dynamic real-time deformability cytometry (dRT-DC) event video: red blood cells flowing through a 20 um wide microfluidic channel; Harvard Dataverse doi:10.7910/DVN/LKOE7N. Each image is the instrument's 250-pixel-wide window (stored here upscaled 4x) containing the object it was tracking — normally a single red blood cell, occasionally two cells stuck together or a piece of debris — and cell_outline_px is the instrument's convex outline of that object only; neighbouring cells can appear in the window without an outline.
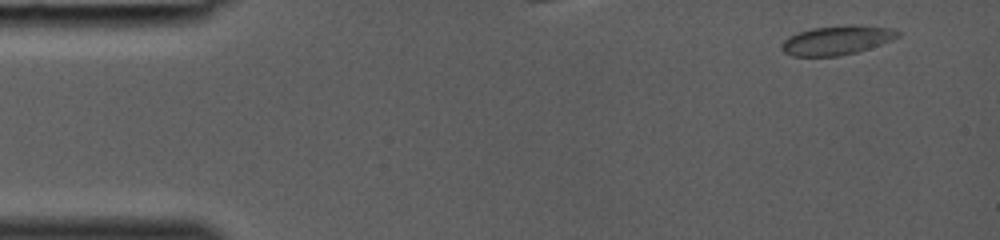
{"species": "common noctule bat (a hibernating species)", "species_latin": "Nyctalus noctula", "temperature_condition": "room temperature", "stored_images_in_passage": 9, "camera_frame_rate_fps": 3000, "um_per_image_px": 0.085, "animal": {"sex": "female", "body_mass_g": 19.0, "forearm_length_mm": 53.3}, "frame": {"image": 1, "passage_image": 1, "time_ms": 0.0, "image_size_px": [1000, 240], "cell_outline_px": [[900, 36], [880, 44], [856, 52], [840, 56], [792, 56], [784, 52], [780, 48], [780, 44], [788, 36], [812, 28], [888, 28], [900, 32]], "centroid_in_image_um": [71.01, 3.49], "position_along_channel_um": 14.0, "area_um2": 18.5}}
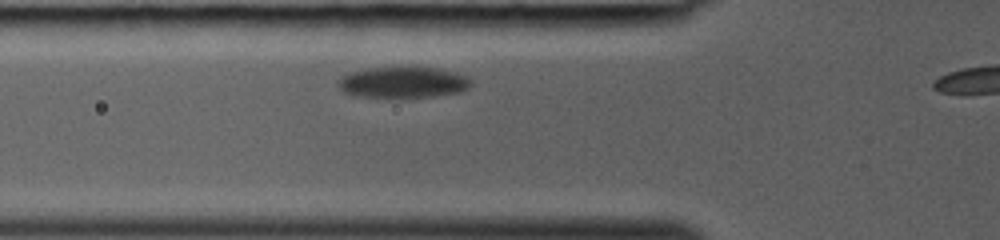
{"frame": {"image": 2, "passage_image": 8, "time_ms": 2.333, "image_size_px": [1000, 240], "cell_outline_px": [[472, 84], [464, 92], [428, 96], [348, 96], [336, 84], [336, 80], [348, 72], [368, 68], [436, 68], [456, 72], [472, 80]], "centroid_in_image_um": [34.22, 6.99], "position_along_channel_um": 91.6, "area_um2": 23.81}}